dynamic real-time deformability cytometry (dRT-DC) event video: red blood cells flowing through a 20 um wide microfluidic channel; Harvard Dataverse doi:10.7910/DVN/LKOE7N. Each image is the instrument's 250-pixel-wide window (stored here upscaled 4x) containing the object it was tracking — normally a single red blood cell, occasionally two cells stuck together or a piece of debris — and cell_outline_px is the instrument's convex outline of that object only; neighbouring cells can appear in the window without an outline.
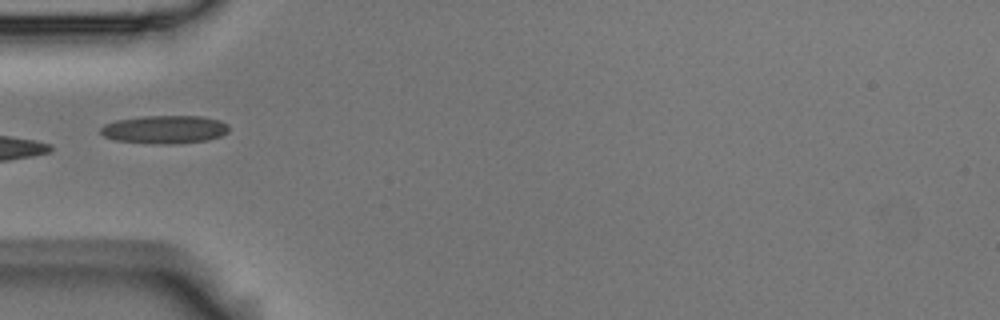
{"species": "Egyptian fruit bat (a non-hibernating species)", "species_latin": "Rousettus aegyptiacus", "temperature_condition": "room temperature", "stored_images_in_passage": 1, "camera_frame_rate_fps": 3000, "um_per_image_px": 0.085, "animal": {"sex": "male"}, "frame": {"image": 1, "passage_image": 1, "time_ms": 0.0, "image_size_px": [1000, 320], "cell_outline_px": [[228, 132], [220, 136], [208, 140], [176, 144], [152, 144], [116, 140], [104, 136], [100, 132], [100, 128], [104, 124], [116, 120], [144, 116], [200, 116], [220, 120], [228, 124]], "centroid_in_image_um": [14.0, 11.01], "position_along_channel_um": 71.0, "area_um2": 21.15}}